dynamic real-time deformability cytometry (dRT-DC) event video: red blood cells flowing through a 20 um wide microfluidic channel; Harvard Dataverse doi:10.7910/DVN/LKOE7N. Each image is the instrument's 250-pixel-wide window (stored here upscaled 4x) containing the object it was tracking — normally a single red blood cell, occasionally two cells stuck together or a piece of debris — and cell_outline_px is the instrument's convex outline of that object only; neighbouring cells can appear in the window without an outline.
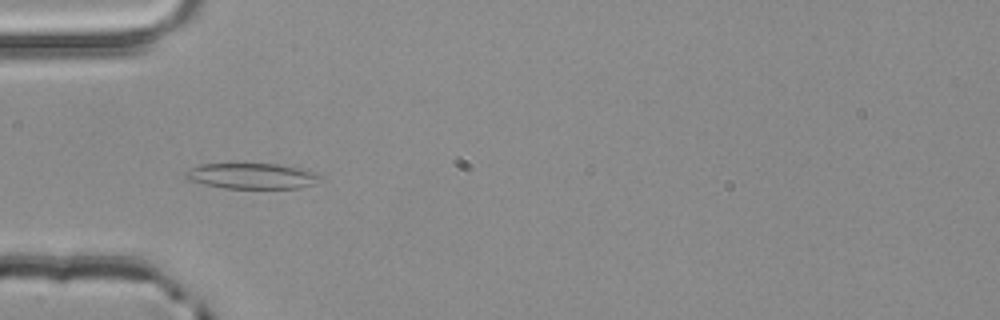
{"species": "common noctule bat (a hibernating species)", "species_latin": "Nyctalus noctula", "temperature_condition": "room temperature", "stored_images_in_passage": 3, "camera_frame_rate_fps": 3000, "um_per_image_px": 0.085, "animal": {"sex": "male", "body_mass_g": 20.4}, "frame": {"image": 1, "passage_image": 3, "time_ms": 0.667, "image_size_px": [1000, 320], "cell_outline_px": [[320, 176], [312, 184], [300, 188], [224, 188], [204, 184], [188, 180], [184, 176], [184, 172], [200, 164], [276, 164], [296, 168]], "centroid_in_image_um": [21.28, 14.97], "position_along_channel_um": 63.7, "area_um2": 19.54}}